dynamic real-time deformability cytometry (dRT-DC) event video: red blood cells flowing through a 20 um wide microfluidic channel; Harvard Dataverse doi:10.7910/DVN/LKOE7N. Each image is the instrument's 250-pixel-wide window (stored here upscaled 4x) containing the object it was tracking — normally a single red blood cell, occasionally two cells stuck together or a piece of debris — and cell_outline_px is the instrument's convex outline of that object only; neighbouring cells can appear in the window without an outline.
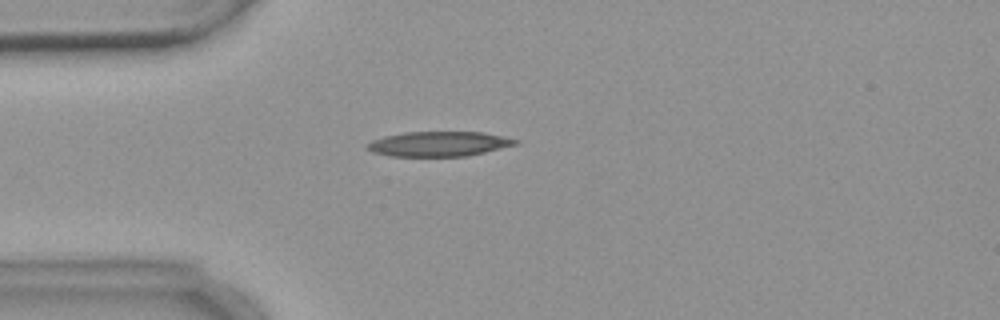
{"species": "common noctule bat (a hibernating species)", "species_latin": "Nyctalus noctula", "temperature_condition": "warm", "stored_images_in_passage": 3, "camera_frame_rate_fps": 3000, "um_per_image_px": 0.085, "animal": {"sex": "female", "body_mass_g": 18.4}, "frame": {"image": 1, "passage_image": 3, "time_ms": 2.333, "image_size_px": [1000, 320], "cell_outline_px": [[520, 140], [516, 144], [484, 152], [464, 156], [392, 156], [372, 152], [364, 148], [372, 140], [384, 136], [404, 132], [480, 132]], "centroid_in_image_um": [37.23, 12.23], "position_along_channel_um": 47.8, "area_um2": 21.21}}